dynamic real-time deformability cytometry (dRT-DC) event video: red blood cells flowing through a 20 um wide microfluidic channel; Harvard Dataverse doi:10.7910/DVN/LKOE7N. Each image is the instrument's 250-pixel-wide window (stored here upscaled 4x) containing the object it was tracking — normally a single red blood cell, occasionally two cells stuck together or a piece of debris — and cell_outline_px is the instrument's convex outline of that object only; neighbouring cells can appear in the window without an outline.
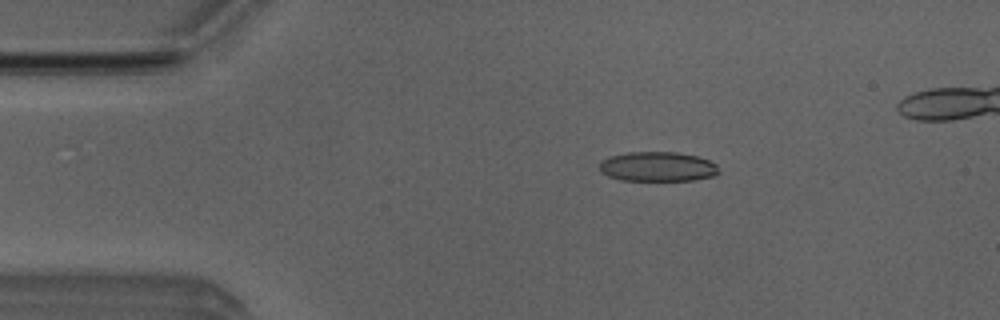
{"species": "Egyptian fruit bat (a non-hibernating species)", "species_latin": "Rousettus aegyptiacus", "temperature_condition": "room temperature", "stored_images_in_passage": 48, "camera_frame_rate_fps": 3000, "um_per_image_px": 0.085, "animal": {"sex": "male"}, "frame": {"image": 1, "passage_image": 9, "time_ms": 2.667, "image_size_px": [1000, 320], "cell_outline_px": [[720, 172], [716, 176], [696, 180], [620, 180], [608, 176], [600, 172], [600, 160], [608, 156], [628, 152], [676, 152], [696, 156], [708, 160], [716, 164]], "centroid_in_image_um": [55.89, 14.16], "position_along_channel_um": 29.1, "area_um2": 20.81}}
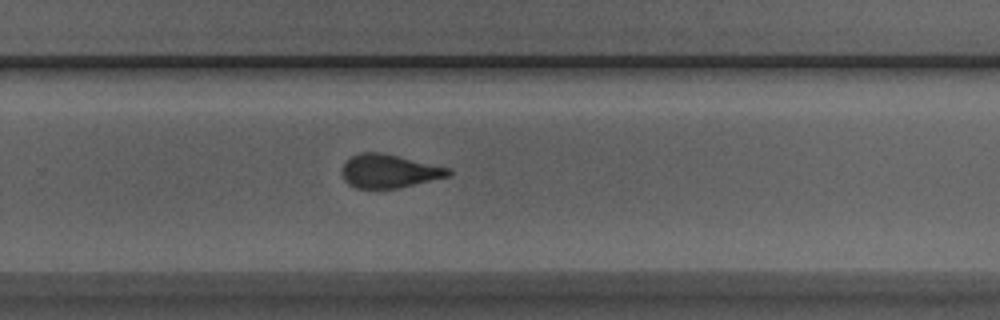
{"frame": {"image": 2, "passage_image": 33, "time_ms": 10.667, "image_size_px": [1000, 320], "cell_outline_px": [[452, 176], [396, 188], [356, 188], [348, 184], [344, 180], [340, 172], [340, 168], [352, 156], [360, 152], [380, 152], [452, 168]], "centroid_in_image_um": [33.08, 14.54], "position_along_channel_um": 296.7, "area_um2": 20.92}}
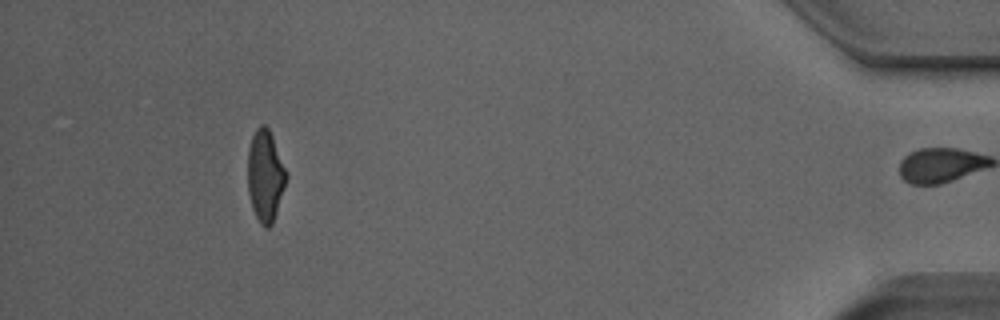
{"frame": {"image": 3, "passage_image": 47, "time_ms": 15.333, "image_size_px": [1000, 320], "cell_outline_px": [[288, 176], [272, 224], [268, 228], [264, 228], [260, 224], [252, 208], [248, 192], [248, 148], [252, 136], [256, 128], [260, 124], [264, 124], [268, 128], [272, 136]], "centroid_in_image_um": [22.53, 14.94], "position_along_channel_um": 412.7, "area_um2": 20.4}, "authors_computed_cell_mechanics": {"area_um2": 21.386, "velocity_mm_per_s": 3.9674, "shape_relaxation_time_tau1_ms": 4.5672, "shape_relaxation_time_tau2_ms": 1.482, "deformation_change_tau1": 0.1622, "deformation_change_tau2": 0.0851}}